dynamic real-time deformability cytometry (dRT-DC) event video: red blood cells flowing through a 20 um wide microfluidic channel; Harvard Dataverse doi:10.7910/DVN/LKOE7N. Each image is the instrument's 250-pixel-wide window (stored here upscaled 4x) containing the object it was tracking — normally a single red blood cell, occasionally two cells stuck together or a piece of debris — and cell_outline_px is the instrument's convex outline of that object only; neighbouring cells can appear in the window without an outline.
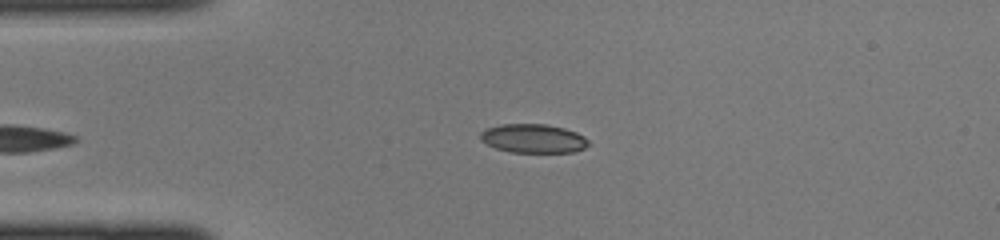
{"species": "common noctule bat (a hibernating species)", "species_latin": "Nyctalus noctula", "temperature_condition": "cold", "stored_images_in_passage": 32, "camera_frame_rate_fps": 3000, "um_per_image_px": 0.085, "animal": {"sex": "female", "body_mass_g": 22.0, "forearm_length_mm": 56.7}, "frame": {"image": 1, "passage_image": 1, "time_ms": 0.0, "image_size_px": [1000, 240], "cell_outline_px": [[588, 144], [584, 148], [572, 152], [512, 152], [496, 148], [480, 140], [480, 132], [488, 128], [500, 124], [544, 124], [564, 128], [576, 132], [584, 136], [588, 140]], "centroid_in_image_um": [45.32, 11.76], "position_along_channel_um": 39.7, "area_um2": 18.03}}
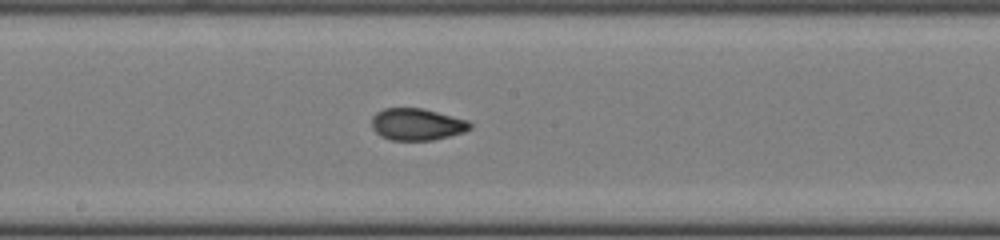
{"frame": {"image": 2, "passage_image": 14, "time_ms": 4.333, "image_size_px": [1000, 240], "cell_outline_px": [[472, 128], [464, 132], [432, 140], [392, 140], [380, 136], [372, 128], [372, 116], [376, 112], [384, 108], [424, 108], [468, 120], [472, 124]], "centroid_in_image_um": [35.44, 10.56], "position_along_channel_um": 212.8, "area_um2": 18.38}}
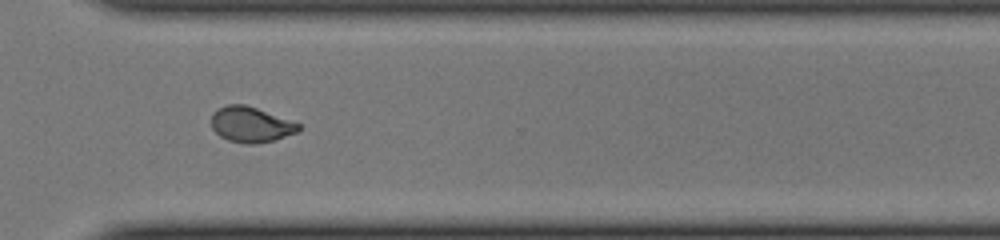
{"frame": {"image": 3, "passage_image": 23, "time_ms": 7.333, "image_size_px": [1000, 240], "cell_outline_px": [[300, 128], [296, 132], [272, 140], [252, 144], [248, 144], [228, 140], [220, 136], [212, 128], [212, 112], [216, 108], [228, 104], [244, 104], [256, 108], [300, 124]], "centroid_in_image_um": [21.26, 10.57], "position_along_channel_um": 349.3, "area_um2": 17.69}}